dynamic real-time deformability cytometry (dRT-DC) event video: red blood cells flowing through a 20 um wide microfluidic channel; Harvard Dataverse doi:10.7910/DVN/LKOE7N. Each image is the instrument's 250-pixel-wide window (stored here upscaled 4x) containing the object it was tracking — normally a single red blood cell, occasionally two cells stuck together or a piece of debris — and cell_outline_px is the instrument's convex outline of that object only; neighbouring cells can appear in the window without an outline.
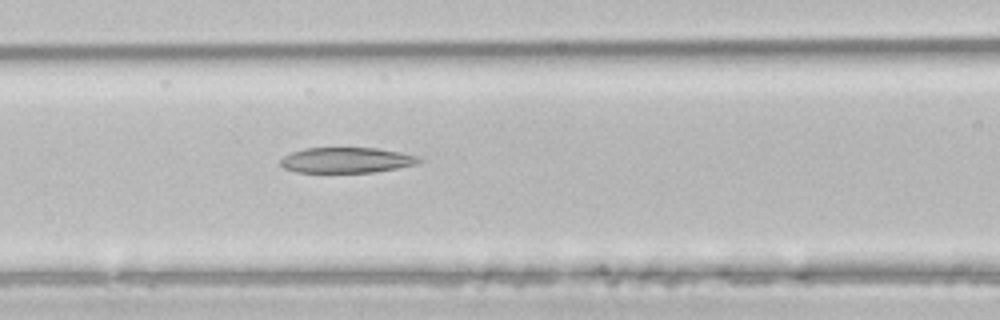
{"species": "common noctule bat (a hibernating species)", "species_latin": "Nyctalus noctula", "temperature_condition": "room temperature", "stored_images_in_passage": 4, "camera_frame_rate_fps": 3000, "um_per_image_px": 0.085, "animal": {"sex": "male", "body_mass_g": 21.5, "forearm_length_mm": 52.0}, "frame": {"image": 1, "passage_image": 4, "time_ms": 1.0, "image_size_px": [1000, 320], "cell_outline_px": [[420, 160], [416, 164], [396, 168], [372, 172], [296, 172], [284, 168], [280, 164], [280, 160], [284, 156], [292, 152], [304, 148], [376, 148], [400, 152], [420, 156]], "centroid_in_image_um": [29.43, 13.61], "position_along_channel_um": 137.2, "area_um2": 20.4}}